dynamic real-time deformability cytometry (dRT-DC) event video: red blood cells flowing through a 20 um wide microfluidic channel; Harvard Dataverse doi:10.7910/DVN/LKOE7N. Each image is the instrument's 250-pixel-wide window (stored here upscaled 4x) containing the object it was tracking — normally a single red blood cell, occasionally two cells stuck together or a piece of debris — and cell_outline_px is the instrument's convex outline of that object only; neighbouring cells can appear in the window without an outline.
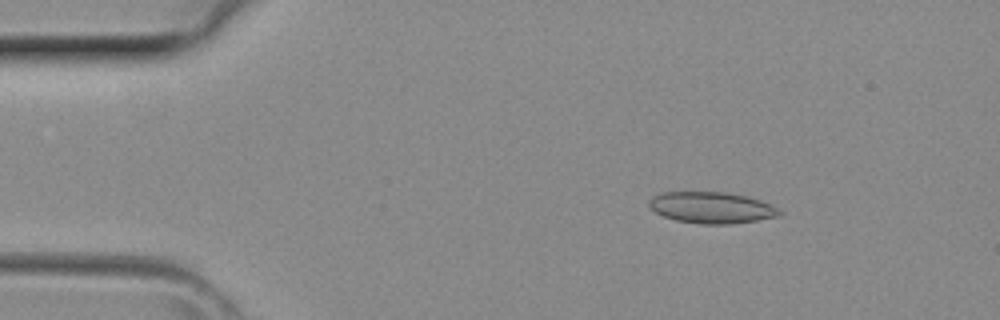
{"species": "common noctule bat (a hibernating species)", "species_latin": "Nyctalus noctula", "temperature_condition": "room temperature", "stored_images_in_passage": 41, "camera_frame_rate_fps": 3000, "um_per_image_px": 0.085, "animal": {"sex": "female", "body_mass_g": 29.2, "forearm_length_mm": 56.3}, "frame": {"image": 1, "passage_image": 6, "time_ms": 1.667, "image_size_px": [1000, 320], "cell_outline_px": [[784, 212], [780, 216], [756, 220], [728, 224], [700, 224], [676, 220], [664, 216], [656, 212], [648, 204], [648, 200], [652, 196], [664, 192], [724, 192], [748, 196], [760, 200]], "centroid_in_image_um": [60.48, 17.64], "position_along_channel_um": 24.5, "area_um2": 23.7}}
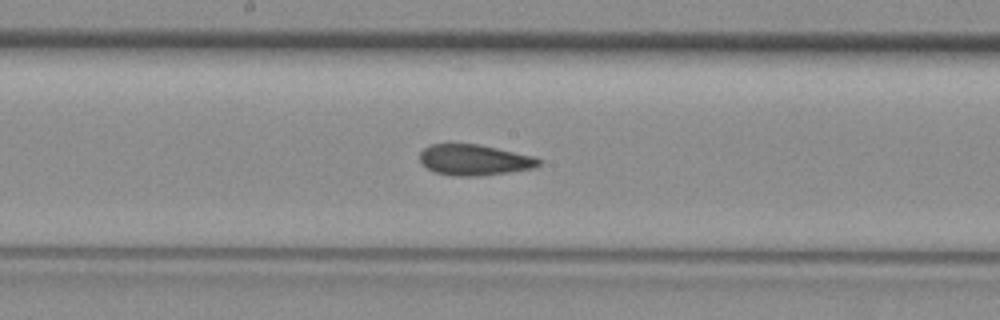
{"frame": {"image": 2, "passage_image": 21, "time_ms": 6.667, "image_size_px": [1000, 320], "cell_outline_px": [[540, 164], [536, 168], [508, 172], [476, 176], [456, 176], [436, 172], [428, 168], [420, 160], [420, 152], [428, 144], [480, 144], [536, 156], [540, 160]], "centroid_in_image_um": [40.36, 13.58], "position_along_channel_um": 207.8, "area_um2": 21.39}}
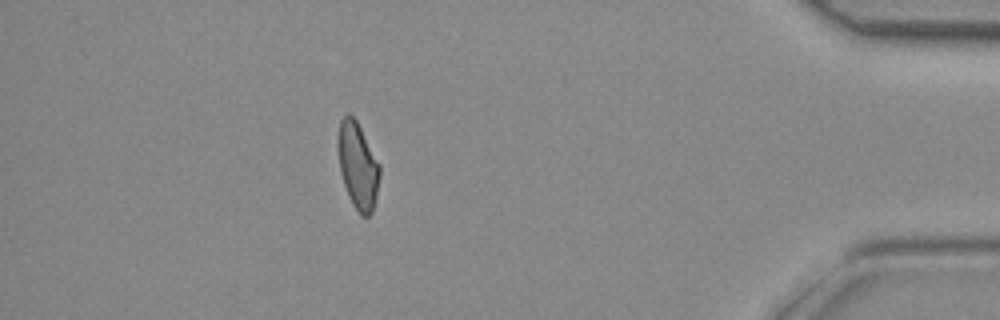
{"frame": {"image": 3, "passage_image": 36, "time_ms": 11.667, "image_size_px": [1000, 320], "cell_outline_px": [[380, 176], [376, 196], [372, 212], [368, 216], [360, 216], [352, 204], [348, 196], [340, 172], [336, 144], [336, 140], [340, 120], [348, 112], [356, 120], [380, 164]], "centroid_in_image_um": [30.39, 14.07], "position_along_channel_um": 404.8, "area_um2": 21.27}}